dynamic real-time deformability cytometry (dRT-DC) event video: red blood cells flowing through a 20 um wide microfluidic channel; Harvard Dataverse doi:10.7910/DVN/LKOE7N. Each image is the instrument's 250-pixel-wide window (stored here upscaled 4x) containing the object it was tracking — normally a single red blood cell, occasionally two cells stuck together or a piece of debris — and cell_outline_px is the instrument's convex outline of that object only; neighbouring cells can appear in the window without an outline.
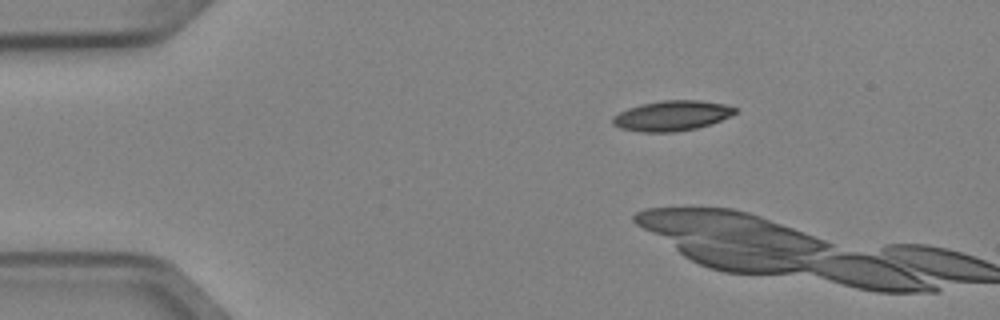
{"species": "Egyptian fruit bat (a non-hibernating species)", "species_latin": "Rousettus aegyptiacus", "temperature_condition": "cold", "stored_images_in_passage": 2, "camera_frame_rate_fps": 3000, "um_per_image_px": 0.085, "animal": {"sex": "female"}, "frame": {"image": 1, "passage_image": 1, "time_ms": 0.0, "image_size_px": [1000, 320], "cell_outline_px": [[736, 112], [720, 120], [696, 128], [676, 132], [640, 132], [620, 128], [612, 124], [612, 116], [628, 108], [640, 104], [664, 100], [700, 100], [724, 104], [736, 108]], "centroid_in_image_um": [57.05, 9.83], "position_along_channel_um": 27.9, "area_um2": 21.39}}